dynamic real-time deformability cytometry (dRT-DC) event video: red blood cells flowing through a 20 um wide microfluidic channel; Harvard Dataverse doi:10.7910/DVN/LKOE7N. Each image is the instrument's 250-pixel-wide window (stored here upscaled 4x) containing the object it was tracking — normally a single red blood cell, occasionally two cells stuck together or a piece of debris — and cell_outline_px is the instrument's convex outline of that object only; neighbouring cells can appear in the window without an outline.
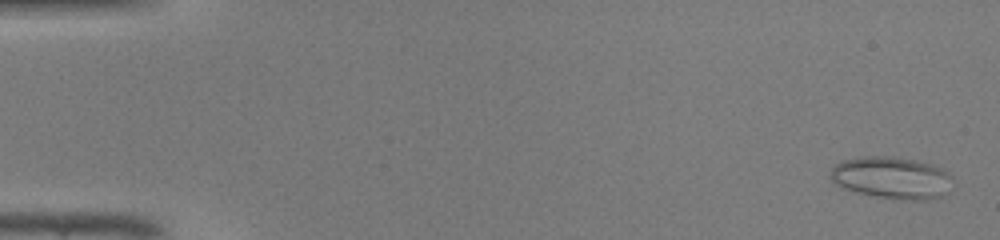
{"species": "common noctule bat (a hibernating species)", "species_latin": "Nyctalus noctula", "temperature_condition": "warm", "stored_images_in_passage": 47, "camera_frame_rate_fps": 3000, "um_per_image_px": 0.085, "animal": {"sex": "male", "body_mass_g": 19.0, "forearm_length_mm": 50.8}, "frame": {"image": 1, "passage_image": 2, "time_ms": 0.333, "image_size_px": [1000, 240], "cell_outline_px": [[952, 176], [940, 196], [928, 200], [908, 200], [876, 196], [844, 188], [836, 184], [832, 180], [832, 168], [840, 160], [864, 156], [892, 156], [916, 160], [940, 168], [948, 172]], "centroid_in_image_um": [75.75, 15.08], "position_along_channel_um": 9.3, "area_um2": 29.25}}
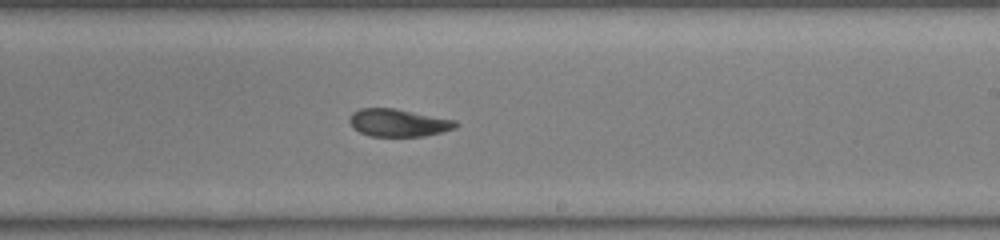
{"frame": {"image": 2, "passage_image": 29, "time_ms": 9.333, "image_size_px": [1000, 240], "cell_outline_px": [[460, 124], [456, 128], [424, 136], [372, 136], [360, 132], [352, 128], [348, 120], [352, 112], [360, 108], [392, 108], [456, 120]], "centroid_in_image_um": [33.84, 10.43], "position_along_channel_um": 255.2, "area_um2": 17.05}}
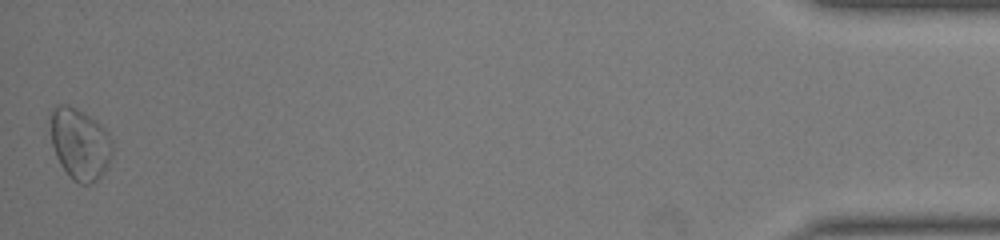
{"frame": {"image": 3, "passage_image": 47, "time_ms": 15.333, "image_size_px": [1000, 240], "cell_outline_px": [[112, 152], [108, 164], [104, 172], [96, 180], [88, 184], [80, 184], [72, 180], [68, 176], [60, 164], [56, 156], [52, 144], [52, 112], [56, 104], [68, 104], [84, 112], [104, 128], [108, 132], [112, 140]], "centroid_in_image_um": [6.8, 12.25], "position_along_channel_um": 428.4, "area_um2": 25.55}, "authors_computed_cell_mechanics": {"area_um2": 18.496, "velocity_mm_per_s": 4.3486, "shape_relaxation_time_tau1_ms": 9.2548, "shape_relaxation_time_tau2_ms": 2.4764, "deformation_change_tau1": 0.2041, "deformation_change_tau2": 0.0862}}